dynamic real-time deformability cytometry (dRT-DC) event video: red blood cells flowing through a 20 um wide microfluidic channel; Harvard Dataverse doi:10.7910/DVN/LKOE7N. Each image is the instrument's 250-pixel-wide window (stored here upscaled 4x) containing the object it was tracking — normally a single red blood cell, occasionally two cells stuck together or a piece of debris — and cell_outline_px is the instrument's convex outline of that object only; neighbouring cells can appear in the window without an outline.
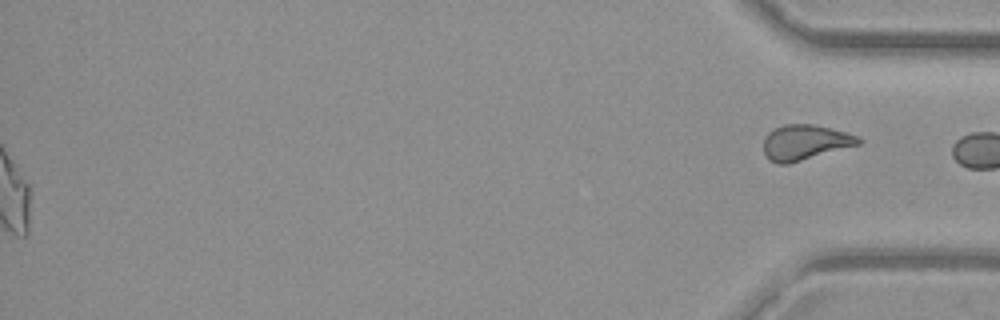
{"species": "common noctule bat (a hibernating species)", "species_latin": "Nyctalus noctula", "temperature_condition": "warm", "stored_images_in_passage": 53, "segment_of_instrument_passage": [2, 2], "camera_frame_rate_fps": 3000, "um_per_image_px": 0.085, "animal": {"sex": "female", "body_mass_g": 29.2, "forearm_length_mm": 56.3}, "frame": {"image": 1, "passage_image": 53, "time_ms": 17.333, "image_size_px": [1000, 320], "cell_outline_px": [[864, 140], [860, 144], [788, 164], [776, 164], [768, 160], [764, 156], [764, 136], [768, 132], [784, 124], [812, 124], [832, 128], [856, 136]], "centroid_in_image_um": [68.39, 12.11], "position_along_channel_um": 366.8, "area_um2": 19.54}}